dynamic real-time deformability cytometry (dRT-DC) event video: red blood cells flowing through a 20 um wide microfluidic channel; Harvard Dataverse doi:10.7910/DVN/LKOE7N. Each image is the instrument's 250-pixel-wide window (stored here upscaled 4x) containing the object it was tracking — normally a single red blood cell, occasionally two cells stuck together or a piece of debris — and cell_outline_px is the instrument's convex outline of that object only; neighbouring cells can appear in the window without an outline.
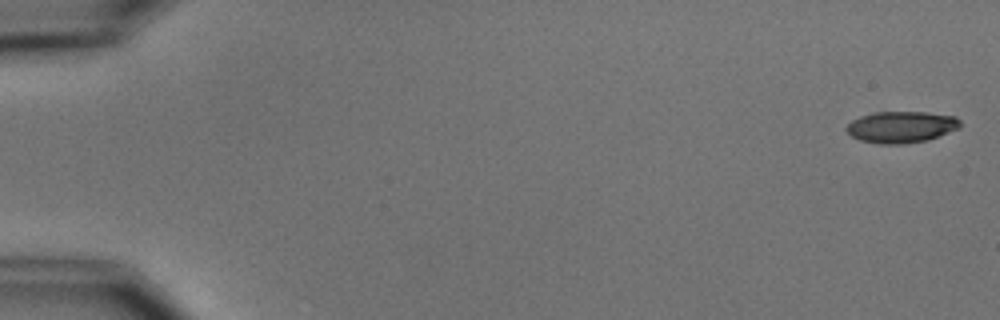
{"species": "common noctule bat (a hibernating species)", "species_latin": "Nyctalus noctula", "temperature_condition": "cold", "stored_images_in_passage": 9, "camera_frame_rate_fps": 3000, "um_per_image_px": 0.085, "animal": {"sex": "male", "body_mass_g": 15.6}, "frame": {"image": 1, "passage_image": 1, "time_ms": 0.0, "image_size_px": [1000, 320], "cell_outline_px": [[960, 128], [928, 140], [904, 144], [880, 144], [860, 140], [852, 136], [844, 128], [852, 120], [860, 116], [876, 112], [924, 112], [956, 116], [960, 120]], "centroid_in_image_um": [76.61, 10.79], "position_along_channel_um": 8.4, "area_um2": 20.92}}
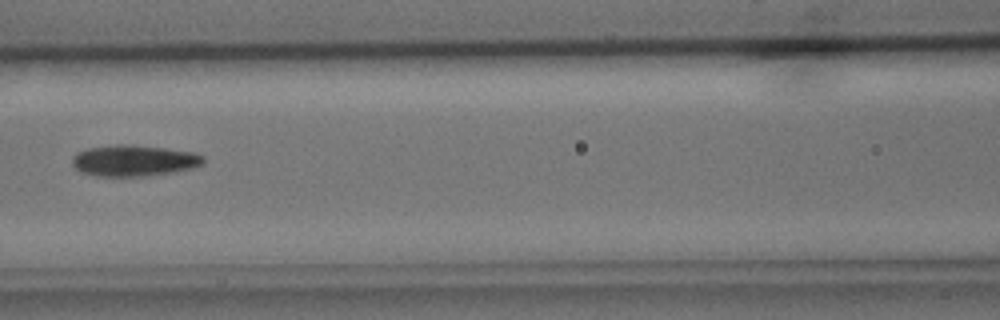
{"frame": {"image": 2, "passage_image": 7, "time_ms": 8.0, "image_size_px": [1000, 320], "cell_outline_px": [[204, 164], [192, 168], [172, 172], [140, 176], [96, 176], [84, 172], [76, 168], [72, 164], [72, 156], [76, 152], [88, 148], [116, 144], [132, 144], [196, 152], [204, 156]], "centroid_in_image_um": [11.39, 13.63], "position_along_channel_um": 155.2, "area_um2": 23.87}}
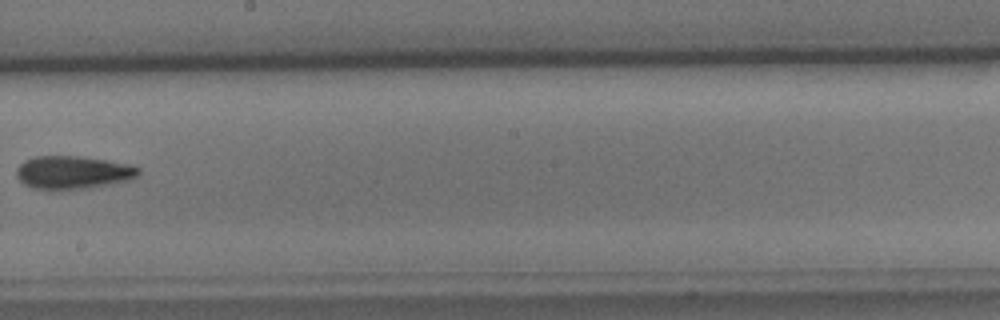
{"frame": {"image": 3, "passage_image": 9, "time_ms": 10.333, "image_size_px": [1000, 320], "cell_outline_px": [[140, 172], [136, 176], [128, 180], [92, 188], [48, 192], [32, 188], [24, 184], [16, 176], [16, 168], [24, 160], [36, 156], [76, 156], [104, 160], [128, 164], [140, 168]], "centroid_in_image_um": [6.13, 14.69], "position_along_channel_um": 242.1, "area_um2": 23.99}}